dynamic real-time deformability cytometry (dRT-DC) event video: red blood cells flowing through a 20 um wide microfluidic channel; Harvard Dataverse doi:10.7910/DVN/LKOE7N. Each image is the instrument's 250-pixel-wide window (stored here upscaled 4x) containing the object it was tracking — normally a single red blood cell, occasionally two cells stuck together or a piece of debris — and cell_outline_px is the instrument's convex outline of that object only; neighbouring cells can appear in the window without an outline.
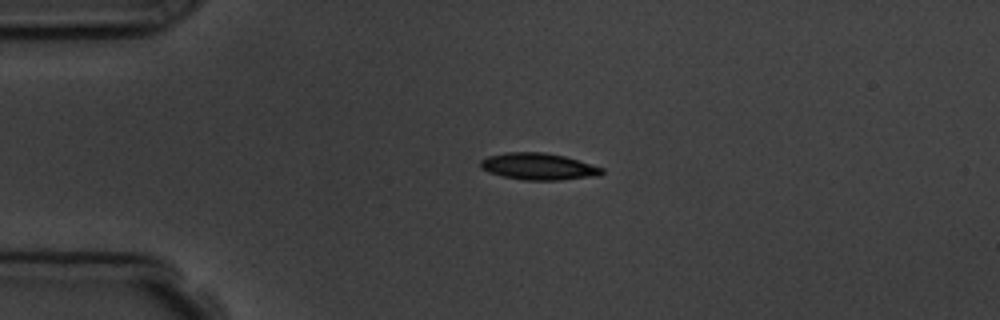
{"species": "common noctule bat (a hibernating species)", "species_latin": "Nyctalus noctula", "temperature_condition": "room temperature", "stored_images_in_passage": 5, "camera_frame_rate_fps": 3000, "um_per_image_px": 0.085, "animal": {"sex": "male", "body_mass_g": 19.5, "forearm_length_mm": 54.6}, "frame": {"image": 1, "passage_image": 3, "time_ms": 2.0, "image_size_px": [1000, 320], "cell_outline_px": [[604, 172], [600, 176], [560, 180], [524, 180], [500, 176], [488, 172], [480, 168], [480, 160], [488, 156], [508, 152], [544, 152], [564, 156], [604, 168]], "centroid_in_image_um": [45.76, 14.16], "position_along_channel_um": 39.2, "area_um2": 19.07}}